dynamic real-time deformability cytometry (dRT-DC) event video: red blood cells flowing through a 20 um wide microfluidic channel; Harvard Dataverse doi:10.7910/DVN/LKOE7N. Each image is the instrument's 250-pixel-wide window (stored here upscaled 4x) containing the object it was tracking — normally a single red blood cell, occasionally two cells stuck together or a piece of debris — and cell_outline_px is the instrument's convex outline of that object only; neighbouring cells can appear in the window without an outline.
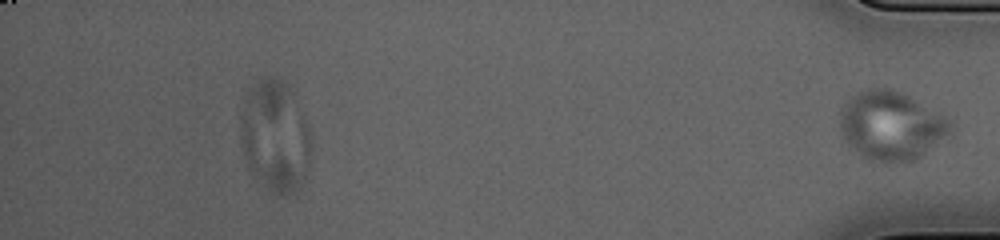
{"species": "common noctule bat (a hibernating species)", "species_latin": "Nyctalus noctula", "temperature_condition": "cold", "stored_images_in_passage": 35, "segment_of_instrument_passage": [2, 2], "camera_frame_rate_fps": 3000, "um_per_image_px": 0.085, "animal": {"sex": "female", "body_mass_g": 23.0, "forearm_length_mm": 53.4}, "frame": {"image": 1, "passage_image": 35, "time_ms": 11.333, "image_size_px": [1000, 240], "cell_outline_px": [[956, 128], [920, 156], [908, 160], [868, 160], [860, 156], [844, 140], [840, 132], [840, 112], [844, 104], [856, 92], [868, 88], [888, 88], [900, 92], [908, 96], [940, 116], [952, 124]], "centroid_in_image_um": [75.66, 10.66], "position_along_channel_um": 359.5, "area_um2": 43.12}}